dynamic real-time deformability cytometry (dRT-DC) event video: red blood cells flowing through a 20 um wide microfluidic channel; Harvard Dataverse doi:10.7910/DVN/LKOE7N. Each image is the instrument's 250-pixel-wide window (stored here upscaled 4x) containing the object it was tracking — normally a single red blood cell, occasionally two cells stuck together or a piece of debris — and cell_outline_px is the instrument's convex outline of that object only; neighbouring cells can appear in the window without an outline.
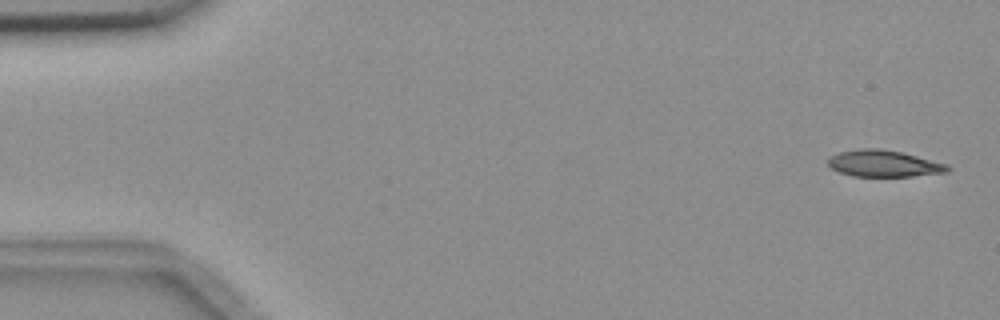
{"species": "common noctule bat (a hibernating species)", "species_latin": "Nyctalus noctula", "temperature_condition": "room temperature", "stored_images_in_passage": 6, "segment_of_instrument_passage": [1, 2], "camera_frame_rate_fps": 3000, "um_per_image_px": 0.085, "animal": {"sex": "female", "body_mass_g": 18.4}, "frame": {"image": 1, "passage_image": 1, "time_ms": 0.0, "image_size_px": [1000, 320], "cell_outline_px": [[952, 168], [948, 172], [912, 176], [852, 176], [840, 172], [832, 168], [828, 164], [828, 160], [832, 156], [840, 152], [860, 148], [880, 148], [900, 152], [948, 164]], "centroid_in_image_um": [75.15, 13.9], "position_along_channel_um": 9.9, "area_um2": 18.38}}
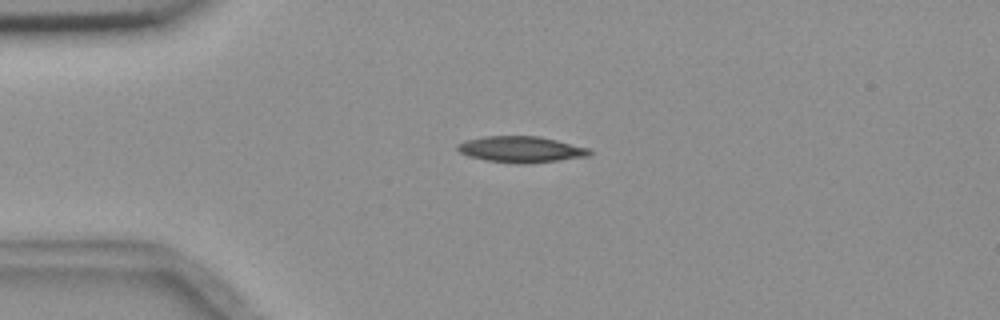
{"frame": {"image": 2, "passage_image": 4, "time_ms": 3.667, "image_size_px": [1000, 320], "cell_outline_px": [[596, 152], [588, 156], [528, 164], [516, 164], [488, 160], [468, 156], [460, 152], [456, 148], [456, 144], [464, 140], [484, 136], [540, 136], [588, 148]], "centroid_in_image_um": [44.27, 12.69], "position_along_channel_um": 40.7, "area_um2": 20.23}}